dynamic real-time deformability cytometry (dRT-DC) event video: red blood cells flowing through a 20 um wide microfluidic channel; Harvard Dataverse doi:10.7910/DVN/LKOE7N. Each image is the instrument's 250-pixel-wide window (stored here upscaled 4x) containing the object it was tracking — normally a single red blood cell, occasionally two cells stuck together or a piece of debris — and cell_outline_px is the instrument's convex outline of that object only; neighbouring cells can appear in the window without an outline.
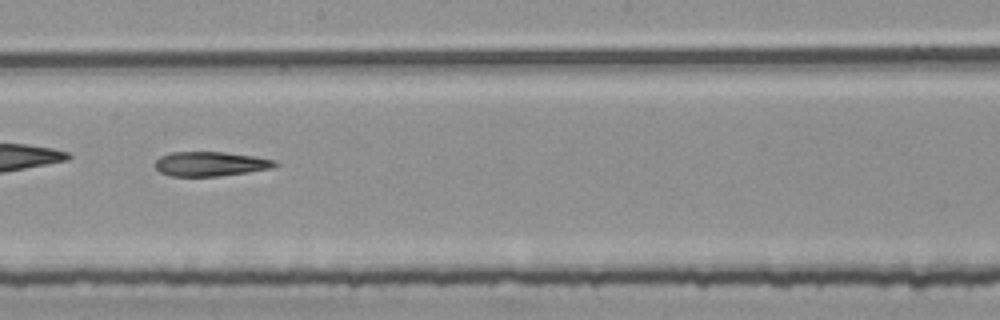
{"species": "common noctule bat (a hibernating species)", "species_latin": "Nyctalus noctula", "temperature_condition": "room temperature", "stored_images_in_passage": 34, "camera_frame_rate_fps": 3000, "um_per_image_px": 0.085, "animal": {"sex": "female", "body_mass_g": 25.1}, "frame": {"image": 1, "passage_image": 15, "time_ms": 4.667, "image_size_px": [1000, 320], "cell_outline_px": [[280, 164], [272, 168], [248, 172], [220, 176], [172, 176], [160, 172], [152, 164], [160, 156], [172, 152], [224, 152], [256, 156], [276, 160]], "centroid_in_image_um": [17.9, 13.93], "position_along_channel_um": 230.3, "area_um2": 17.28}}
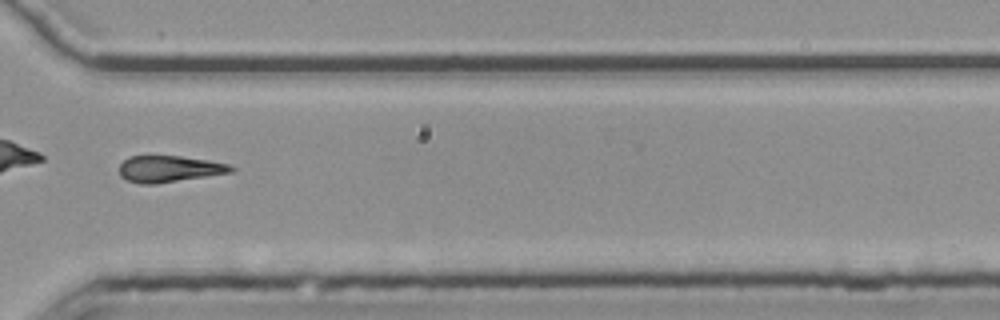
{"frame": {"image": 2, "passage_image": 25, "time_ms": 8.0, "image_size_px": [1000, 320], "cell_outline_px": [[236, 168], [232, 172], [156, 184], [140, 184], [128, 180], [120, 176], [120, 164], [128, 156], [180, 156], [208, 160], [228, 164]], "centroid_in_image_um": [14.37, 14.35], "position_along_channel_um": 356.2, "area_um2": 17.17}}